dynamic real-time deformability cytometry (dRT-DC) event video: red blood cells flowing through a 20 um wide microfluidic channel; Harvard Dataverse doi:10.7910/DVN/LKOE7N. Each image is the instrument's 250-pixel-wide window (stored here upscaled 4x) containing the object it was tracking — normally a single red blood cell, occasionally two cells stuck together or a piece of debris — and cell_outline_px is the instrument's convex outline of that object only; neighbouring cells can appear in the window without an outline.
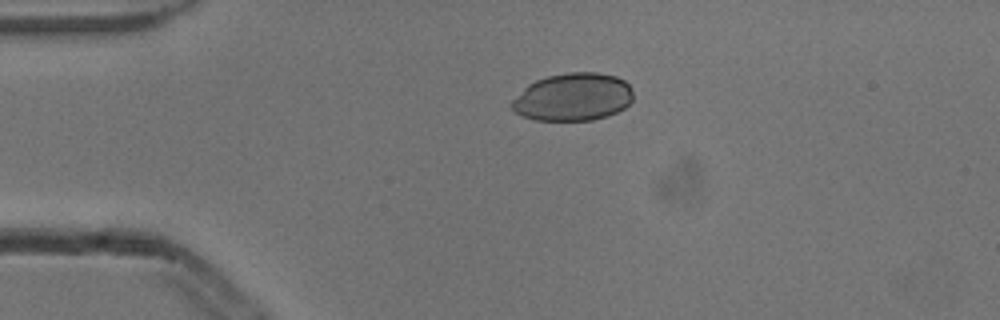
{"species": "common noctule bat (a hibernating species)", "species_latin": "Nyctalus noctula", "temperature_condition": "cold", "stored_images_in_passage": 2, "camera_frame_rate_fps": 3000, "um_per_image_px": 0.085, "animal": {"sex": "male", "body_mass_g": 13.3}, "frame": {"image": 1, "passage_image": 1, "time_ms": 0.0, "image_size_px": [1000, 320], "cell_outline_px": [[632, 100], [624, 108], [608, 116], [592, 120], [536, 120], [524, 116], [516, 112], [508, 104], [528, 84], [536, 80], [548, 76], [568, 72], [600, 72], [616, 76], [624, 80], [628, 84], [632, 92]], "centroid_in_image_um": [48.7, 8.24], "position_along_channel_um": 36.3, "area_um2": 33.81}}